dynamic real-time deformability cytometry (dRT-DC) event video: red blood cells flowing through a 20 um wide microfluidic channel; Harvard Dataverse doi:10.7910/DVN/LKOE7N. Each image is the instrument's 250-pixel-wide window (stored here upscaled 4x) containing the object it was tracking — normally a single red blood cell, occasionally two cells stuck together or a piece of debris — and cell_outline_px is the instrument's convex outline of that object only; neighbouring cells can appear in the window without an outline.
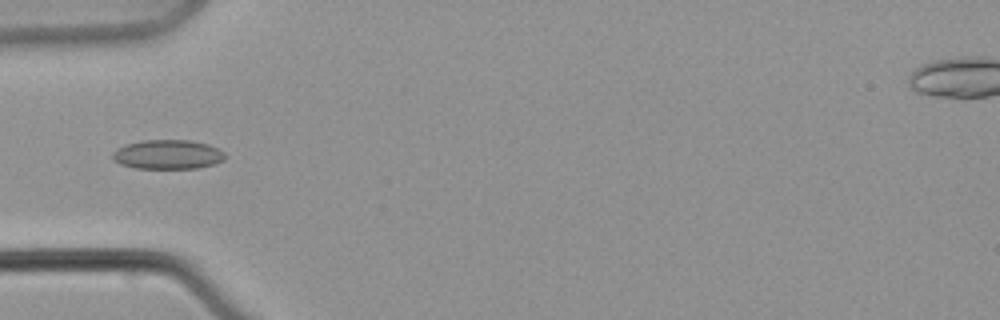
{"species": "common noctule bat (a hibernating species)", "species_latin": "Nyctalus noctula", "temperature_condition": "warm", "stored_images_in_passage": 8, "camera_frame_rate_fps": 3000, "um_per_image_px": 0.085, "animal": {"sex": "male", "body_mass_g": 21.5, "forearm_length_mm": 52.0}, "frame": {"image": 1, "passage_image": 7, "time_ms": 7.667, "image_size_px": [1000, 320], "cell_outline_px": [[224, 160], [212, 164], [196, 168], [136, 168], [120, 164], [112, 160], [112, 152], [116, 148], [140, 140], [188, 140], [208, 144], [224, 152]], "centroid_in_image_um": [14.21, 13.12], "position_along_channel_um": 70.8, "area_um2": 19.13}}